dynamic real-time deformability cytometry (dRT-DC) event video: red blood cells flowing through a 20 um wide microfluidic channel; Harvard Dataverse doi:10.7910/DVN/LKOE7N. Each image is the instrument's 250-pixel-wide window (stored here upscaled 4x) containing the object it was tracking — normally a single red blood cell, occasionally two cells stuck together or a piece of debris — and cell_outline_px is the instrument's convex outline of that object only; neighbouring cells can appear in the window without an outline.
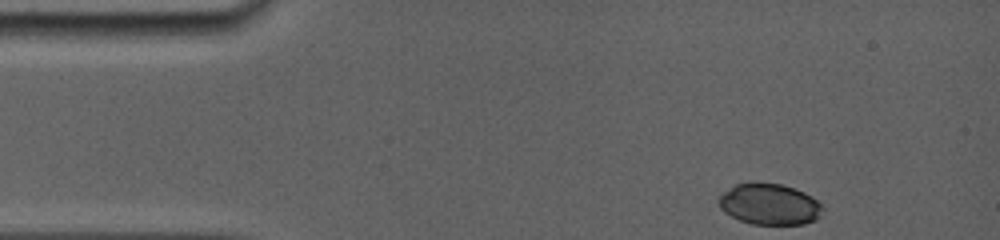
{"species": "common noctule bat (a hibernating species)", "species_latin": "Nyctalus noctula", "temperature_condition": "room temperature", "stored_images_in_passage": 5, "camera_frame_rate_fps": 5000, "um_per_image_px": 0.085, "animal": {"sex": "female", "body_mass_g": 19.0, "forearm_length_mm": 56.7}, "frame": {"image": 1, "passage_image": 1, "time_ms": 0.0, "image_size_px": [1000, 240], "cell_outline_px": [[824, 208], [820, 216], [816, 220], [804, 224], [752, 224], [740, 220], [724, 212], [720, 208], [716, 200], [724, 192], [736, 184], [752, 180], [780, 184], [804, 192], [812, 196]], "centroid_in_image_um": [65.39, 17.34], "position_along_channel_um": 19.6, "area_um2": 25.2}}
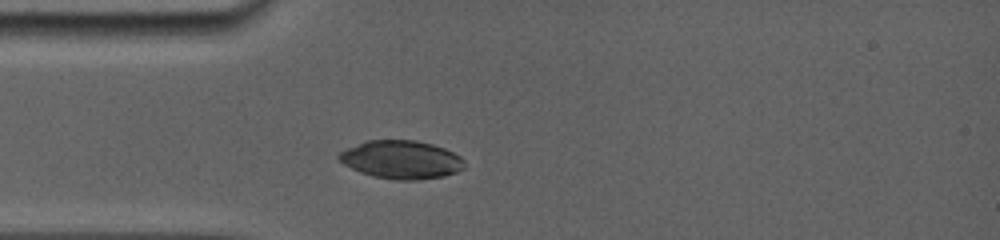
{"frame": {"image": 2, "passage_image": 5, "time_ms": 2.6, "image_size_px": [1000, 240], "cell_outline_px": [[464, 168], [456, 172], [444, 176], [420, 180], [396, 180], [372, 176], [360, 172], [344, 164], [336, 156], [340, 152], [348, 148], [368, 140], [416, 140], [432, 144], [444, 148], [460, 156], [464, 160]], "centroid_in_image_um": [34.12, 13.58], "position_along_channel_um": 50.9, "area_um2": 27.92}}